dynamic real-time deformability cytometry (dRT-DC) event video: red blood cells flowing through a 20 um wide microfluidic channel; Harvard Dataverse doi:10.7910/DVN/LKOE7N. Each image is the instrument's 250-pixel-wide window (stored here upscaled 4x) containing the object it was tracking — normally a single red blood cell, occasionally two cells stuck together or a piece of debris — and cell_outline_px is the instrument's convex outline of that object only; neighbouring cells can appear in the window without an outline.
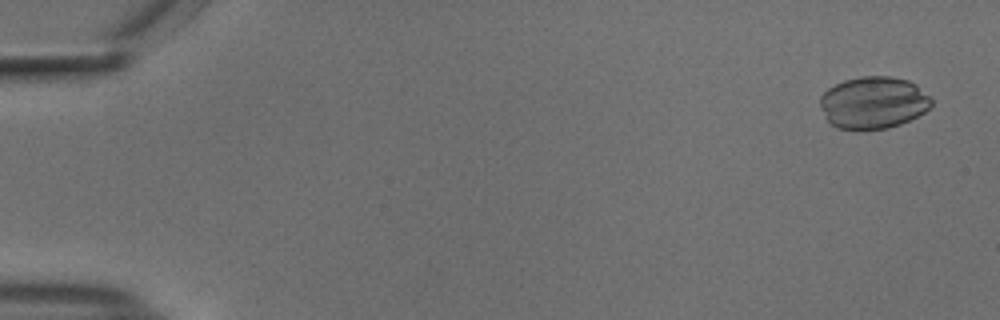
{"species": "common noctule bat (a hibernating species)", "species_latin": "Nyctalus noctula", "temperature_condition": "cold", "stored_images_in_passage": 55, "camera_frame_rate_fps": 3000, "um_per_image_px": 0.085, "animal": {"sex": "male", "body_mass_g": 18.8}, "frame": {"image": 1, "passage_image": 3, "time_ms": 0.667, "image_size_px": [1000, 320], "cell_outline_px": [[932, 104], [924, 112], [900, 124], [888, 128], [836, 128], [824, 116], [820, 104], [820, 96], [828, 88], [844, 80], [860, 76], [892, 76], [908, 80], [916, 84], [932, 100]], "centroid_in_image_um": [74.22, 8.69], "position_along_channel_um": 10.8, "area_um2": 33.47}}
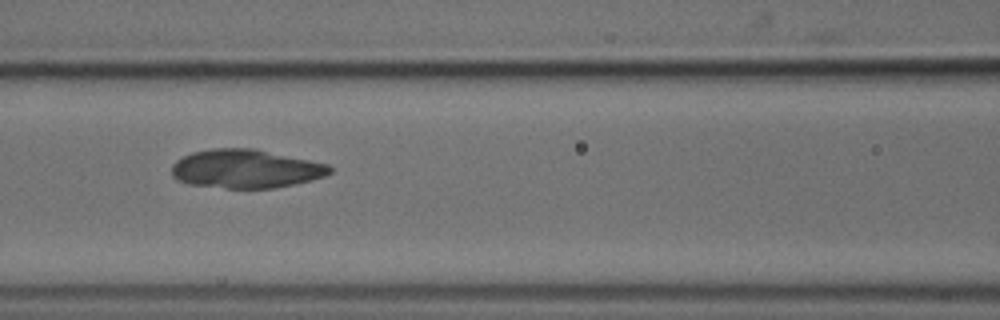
{"frame": {"image": 2, "passage_image": 25, "time_ms": 8.0, "image_size_px": [1000, 320], "cell_outline_px": [[332, 172], [324, 176], [312, 180], [276, 188], [224, 188], [188, 184], [176, 180], [172, 176], [172, 164], [176, 160], [192, 152], [212, 148], [256, 148], [328, 164], [332, 168]], "centroid_in_image_um": [20.88, 14.35], "position_along_channel_um": 145.7, "area_um2": 35.89}}
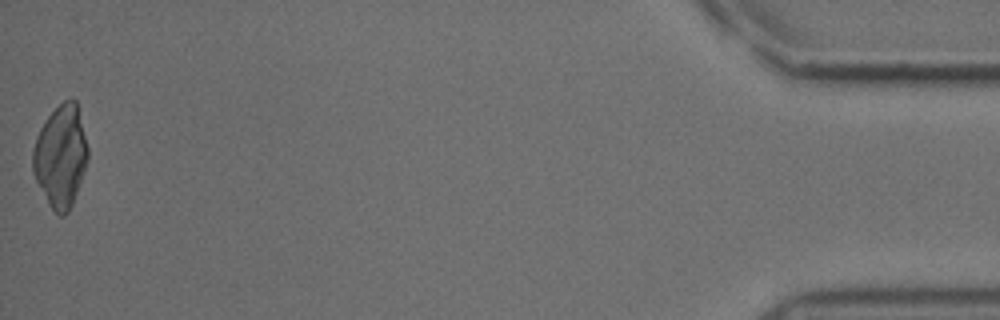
{"frame": {"image": 3, "passage_image": 55, "time_ms": 18.0, "image_size_px": [1000, 320], "cell_outline_px": [[88, 160], [84, 172], [72, 204], [68, 212], [64, 216], [60, 216], [48, 204], [32, 172], [32, 148], [36, 136], [40, 128], [48, 116], [64, 100], [76, 100], [88, 148]], "centroid_in_image_um": [5.14, 13.29], "position_along_channel_um": 430.1, "area_um2": 32.6}}